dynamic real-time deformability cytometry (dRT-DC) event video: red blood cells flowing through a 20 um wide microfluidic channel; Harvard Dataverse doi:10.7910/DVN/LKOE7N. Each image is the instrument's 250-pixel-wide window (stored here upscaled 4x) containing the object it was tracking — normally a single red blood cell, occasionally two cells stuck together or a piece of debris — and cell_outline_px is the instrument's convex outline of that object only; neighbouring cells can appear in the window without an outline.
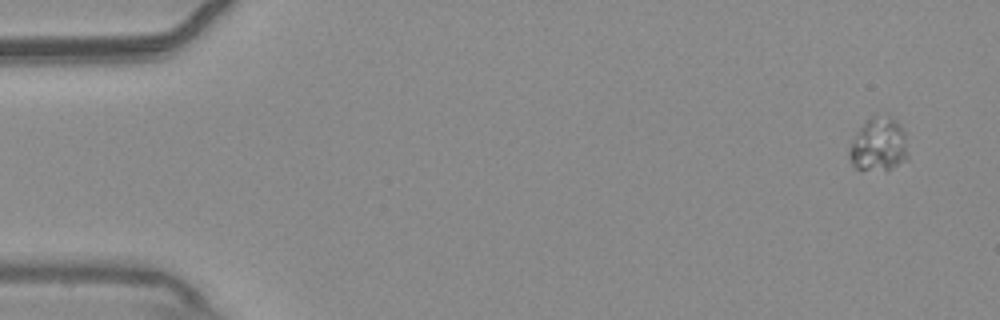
{"species": "common noctule bat (a hibernating species)", "species_latin": "Nyctalus noctula", "temperature_condition": "warm", "stored_images_in_passage": 53, "camera_frame_rate_fps": 3000, "um_per_image_px": 0.085, "animal": {"sex": "male", "body_mass_g": 20.4}, "frame": {"image": 1, "passage_image": 1, "time_ms": 0.0, "image_size_px": [1000, 320], "cell_outline_px": [[908, 160], [888, 172], [884, 172], [856, 168], [852, 164], [848, 156], [848, 152], [852, 140], [856, 132], [872, 116], [888, 116], [896, 120], [900, 124], [904, 132], [908, 156]], "centroid_in_image_um": [74.7, 12.35], "position_along_channel_um": 10.3, "area_um2": 18.67}}
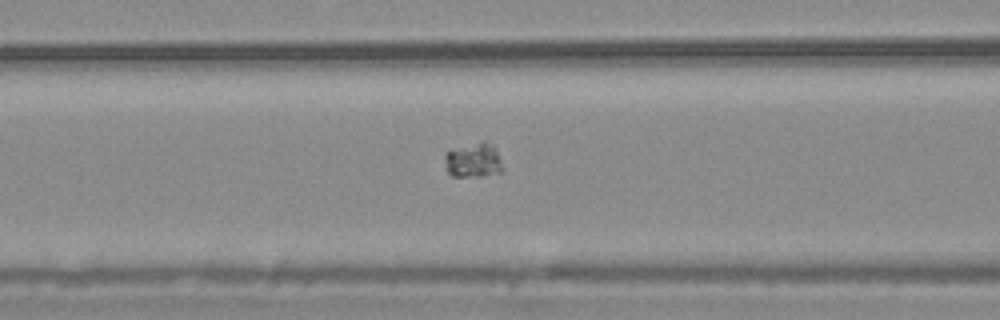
{"frame": {"image": 2, "passage_image": 21, "time_ms": 6.667, "image_size_px": [1000, 320], "cell_outline_px": [[504, 168], [500, 172], [480, 176], [452, 176], [448, 172], [444, 160], [444, 156], [448, 152], [484, 140], [496, 148]], "centroid_in_image_um": [40.28, 13.64], "position_along_channel_um": 126.3, "area_um2": 11.44}}
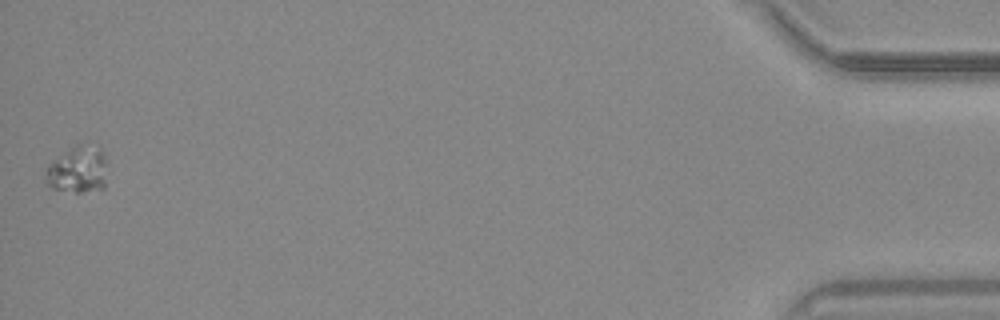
{"frame": {"image": 3, "passage_image": 53, "time_ms": 17.333, "image_size_px": [1000, 320], "cell_outline_px": [[104, 188], [80, 192], [76, 192], [52, 188], [48, 184], [48, 164], [76, 144], [80, 144], [100, 152], [104, 156]], "centroid_in_image_um": [6.59, 14.46], "position_along_channel_um": 428.6, "area_um2": 15.66}}